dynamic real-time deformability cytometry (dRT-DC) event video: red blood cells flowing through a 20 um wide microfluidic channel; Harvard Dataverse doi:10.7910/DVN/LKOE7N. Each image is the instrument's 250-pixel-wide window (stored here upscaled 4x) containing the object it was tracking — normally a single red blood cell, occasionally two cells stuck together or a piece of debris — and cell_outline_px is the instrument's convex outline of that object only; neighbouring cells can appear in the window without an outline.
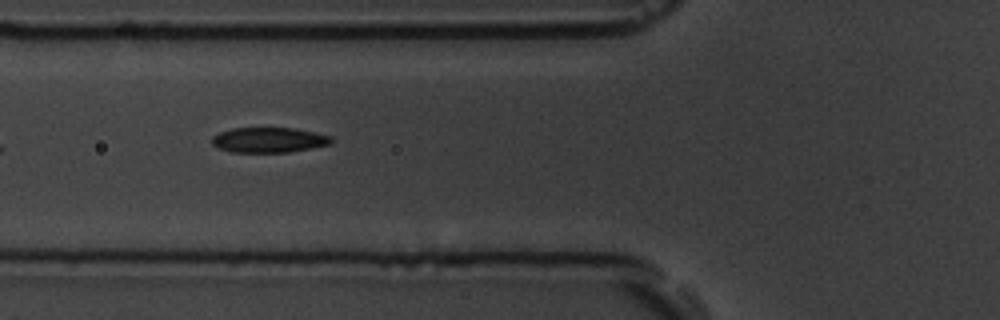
{"species": "common noctule bat (a hibernating species)", "species_latin": "Nyctalus noctula", "temperature_condition": "room temperature", "stored_images_in_passage": 9, "camera_frame_rate_fps": 3000, "um_per_image_px": 0.085, "animal": {"sex": "male", "body_mass_g": 19.5, "forearm_length_mm": 54.6}, "frame": {"image": 1, "passage_image": 6, "time_ms": 6.333, "image_size_px": [1000, 320], "cell_outline_px": [[332, 144], [288, 152], [232, 152], [220, 148], [212, 144], [212, 136], [220, 132], [232, 128], [292, 128], [332, 136]], "centroid_in_image_um": [22.85, 11.89], "position_along_channel_um": 103.0, "area_um2": 17.34}}
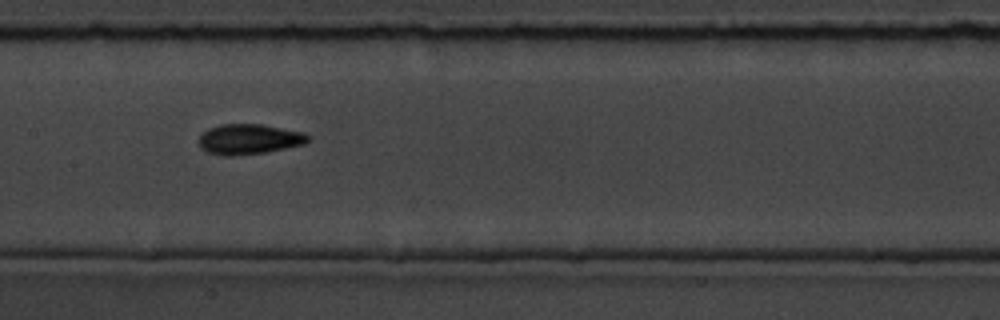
{"frame": {"image": 2, "passage_image": 8, "time_ms": 8.667, "image_size_px": [1000, 320], "cell_outline_px": [[312, 136], [304, 144], [264, 152], [232, 156], [224, 156], [208, 152], [200, 148], [196, 140], [208, 128], [220, 124], [260, 124], [304, 132]], "centroid_in_image_um": [21.13, 11.82], "position_along_channel_um": 186.3, "area_um2": 19.31}}
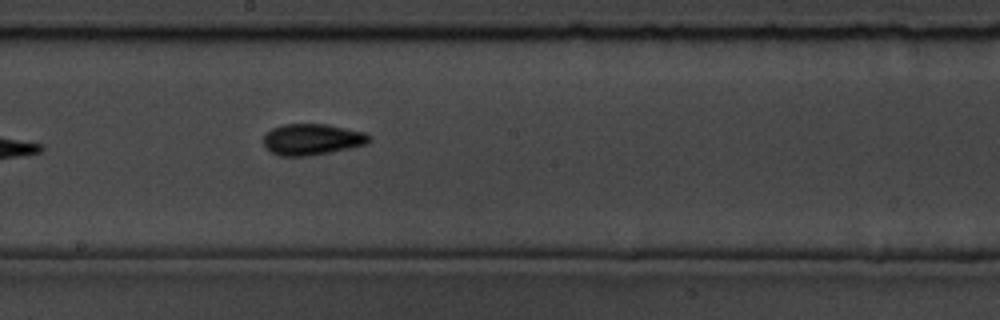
{"frame": {"image": 3, "passage_image": 9, "time_ms": 9.667, "image_size_px": [1000, 320], "cell_outline_px": [[372, 140], [364, 144], [348, 148], [308, 156], [280, 156], [264, 148], [264, 136], [272, 128], [284, 124], [328, 124], [364, 132], [372, 136]], "centroid_in_image_um": [26.52, 11.84], "position_along_channel_um": 221.7, "area_um2": 19.13}}